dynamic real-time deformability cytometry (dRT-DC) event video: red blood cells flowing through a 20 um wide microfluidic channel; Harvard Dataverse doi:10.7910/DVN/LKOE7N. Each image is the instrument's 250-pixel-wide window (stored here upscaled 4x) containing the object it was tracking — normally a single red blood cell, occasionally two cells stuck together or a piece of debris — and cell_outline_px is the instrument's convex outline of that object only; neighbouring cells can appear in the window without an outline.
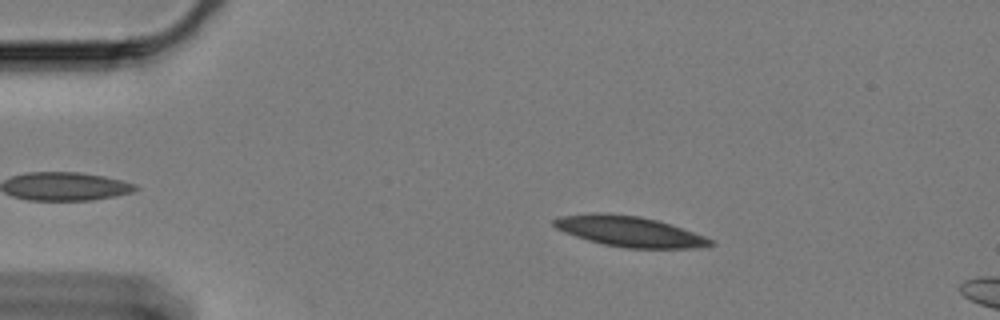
{"species": "Egyptian fruit bat (a non-hibernating species)", "species_latin": "Rousettus aegyptiacus", "temperature_condition": "cold", "stored_images_in_passage": 16, "camera_frame_rate_fps": 3000, "um_per_image_px": 0.085, "animal": {"sex": "female"}, "frame": {"image": 1, "passage_image": 10, "time_ms": 3.0, "image_size_px": [1000, 320], "cell_outline_px": [[716, 244], [692, 248], [624, 248], [604, 244], [588, 240], [564, 232], [556, 228], [552, 224], [552, 220], [560, 216], [640, 216], [656, 220], [704, 236], [712, 240]], "centroid_in_image_um": [53.56, 19.73], "position_along_channel_um": 31.4, "area_um2": 26.3}}